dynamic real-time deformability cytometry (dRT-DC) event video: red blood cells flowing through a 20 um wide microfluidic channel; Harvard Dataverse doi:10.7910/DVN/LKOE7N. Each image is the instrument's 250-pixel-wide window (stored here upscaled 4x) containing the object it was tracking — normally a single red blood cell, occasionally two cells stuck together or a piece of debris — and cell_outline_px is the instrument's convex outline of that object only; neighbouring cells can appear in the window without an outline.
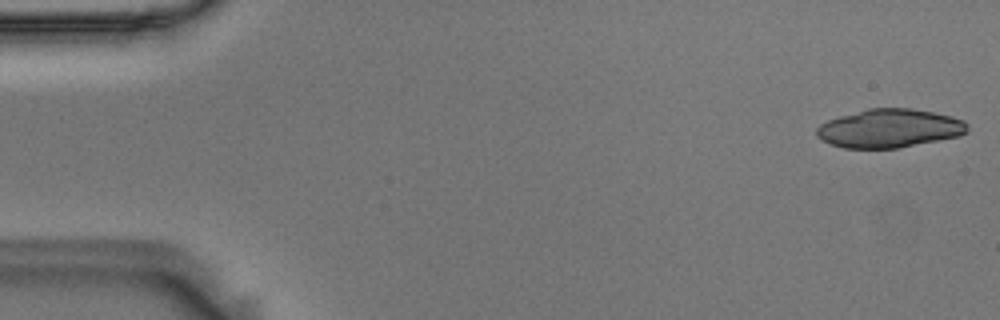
{"species": "Egyptian fruit bat (a non-hibernating species)", "species_latin": "Rousettus aegyptiacus", "temperature_condition": "room temperature", "stored_images_in_passage": 14, "camera_frame_rate_fps": 3000, "um_per_image_px": 0.085, "animal": {"sex": "male"}, "frame": {"image": 1, "passage_image": 1, "time_ms": 0.0, "image_size_px": [1000, 320], "cell_outline_px": [[968, 132], [960, 136], [896, 148], [844, 148], [832, 144], [816, 136], [816, 128], [820, 124], [828, 120], [840, 116], [868, 108], [912, 108], [952, 116], [964, 120], [968, 124]], "centroid_in_image_um": [75.63, 10.9], "position_along_channel_um": 9.4, "area_um2": 33.81}}